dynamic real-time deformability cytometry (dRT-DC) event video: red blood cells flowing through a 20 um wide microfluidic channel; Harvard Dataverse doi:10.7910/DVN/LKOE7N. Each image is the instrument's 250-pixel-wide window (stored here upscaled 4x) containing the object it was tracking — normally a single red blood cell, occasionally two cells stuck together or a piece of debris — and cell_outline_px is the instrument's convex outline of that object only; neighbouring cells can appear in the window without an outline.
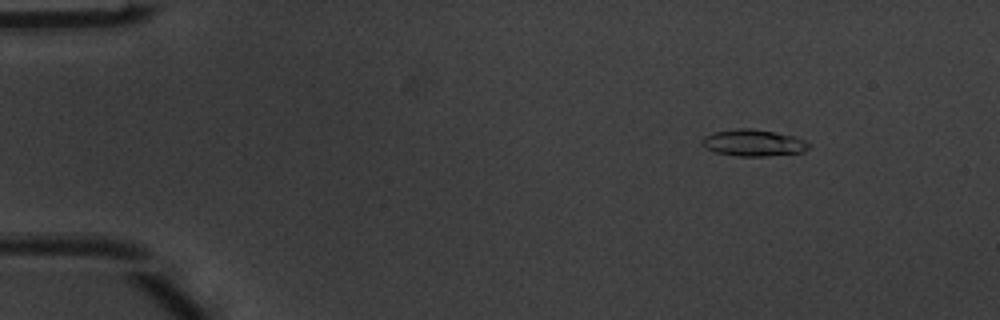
{"species": "common noctule bat (a hibernating species)", "species_latin": "Nyctalus noctula", "temperature_condition": "warm", "stored_images_in_passage": 45, "camera_frame_rate_fps": 3000, "um_per_image_px": 0.085, "animal": {"sex": "male", "body_mass_g": 20.1, "forearm_length_mm": 53.5}, "frame": {"image": 1, "passage_image": 1, "time_ms": 0.0, "image_size_px": [1000, 320], "cell_outline_px": [[812, 144], [804, 152], [764, 156], [736, 156], [712, 152], [704, 148], [700, 144], [700, 140], [704, 136], [712, 132], [736, 128], [752, 128], [796, 136]], "centroid_in_image_um": [63.99, 12.14], "position_along_channel_um": 21.0, "area_um2": 16.99}}
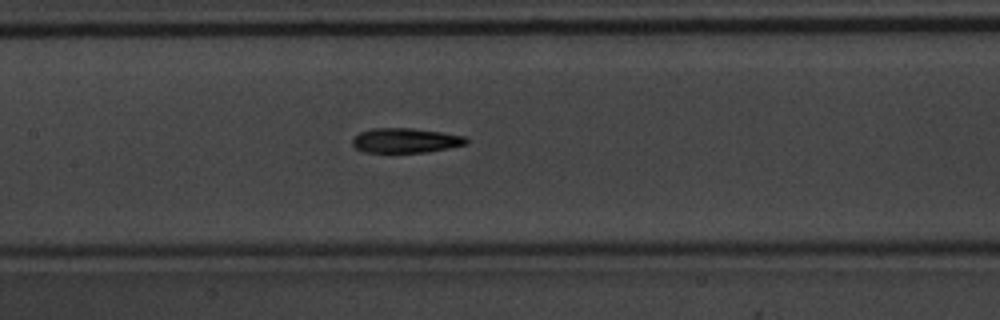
{"frame": {"image": 2, "passage_image": 19, "time_ms": 6.0, "image_size_px": [1000, 320], "cell_outline_px": [[468, 144], [448, 148], [424, 152], [364, 152], [356, 148], [352, 144], [352, 136], [360, 132], [372, 128], [412, 128], [440, 132], [464, 136], [468, 140]], "centroid_in_image_um": [34.43, 11.93], "position_along_channel_um": 173.0, "area_um2": 16.36}}
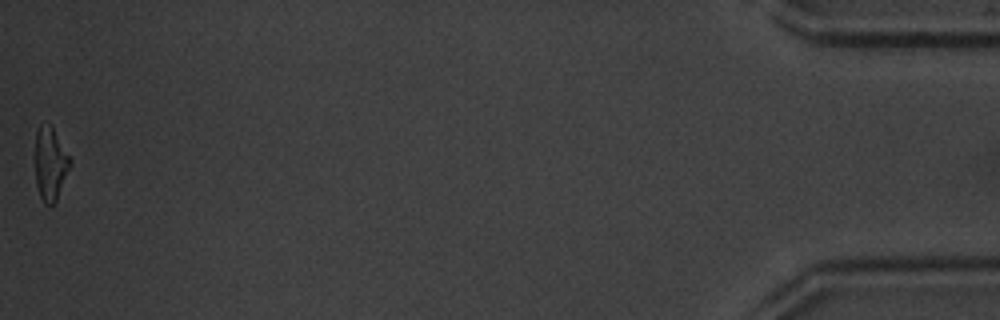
{"frame": {"image": 3, "passage_image": 45, "time_ms": 14.667, "image_size_px": [1000, 320], "cell_outline_px": [[72, 164], [56, 200], [52, 204], [44, 204], [40, 196], [36, 184], [36, 128], [40, 124], [52, 124], [72, 160]], "centroid_in_image_um": [4.3, 13.87], "position_along_channel_um": 430.9, "area_um2": 15.03}, "authors_computed_cell_mechanics": {"area_um2": 16.3574, "velocity_mm_per_s": 4.0505, "shape_relaxation_time_tau1_ms": 3.2014, "shape_relaxation_time_tau2_ms": 3.0735, "deformation_change_tau1": 0.1718, "deformation_change_tau2": 0.1258}}